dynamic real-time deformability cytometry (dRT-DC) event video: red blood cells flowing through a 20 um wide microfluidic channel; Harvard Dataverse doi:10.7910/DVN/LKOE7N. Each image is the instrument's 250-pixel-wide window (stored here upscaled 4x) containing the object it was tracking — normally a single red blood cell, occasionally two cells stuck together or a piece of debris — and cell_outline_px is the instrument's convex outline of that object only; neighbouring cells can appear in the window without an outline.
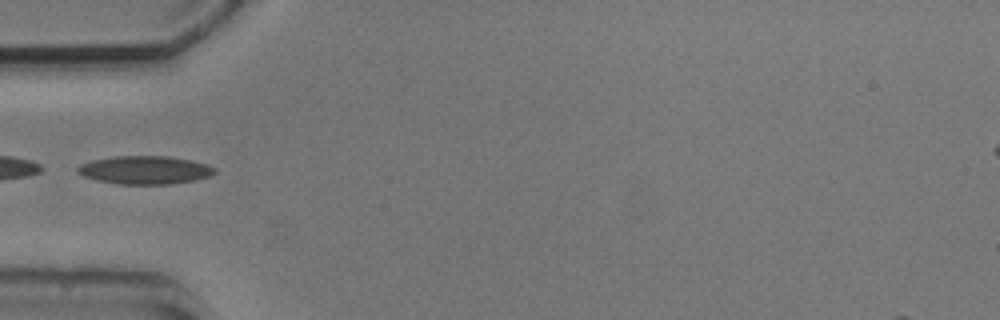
{"species": "common noctule bat (a hibernating species)", "species_latin": "Nyctalus noctula", "temperature_condition": "cold", "stored_images_in_passage": 5, "camera_frame_rate_fps": 3000, "um_per_image_px": 0.085, "animal": {"sex": "male", "body_mass_g": 20.5, "forearm_length_mm": 52.5}, "frame": {"image": 1, "passage_image": 4, "time_ms": 3.667, "image_size_px": [1000, 320], "cell_outline_px": [[216, 172], [208, 176], [192, 180], [168, 184], [120, 184], [96, 180], [84, 176], [76, 172], [76, 168], [80, 164], [92, 160], [112, 156], [168, 156], [192, 160], [208, 164], [216, 168]], "centroid_in_image_um": [12.29, 14.44], "position_along_channel_um": 72.7, "area_um2": 22.54}}